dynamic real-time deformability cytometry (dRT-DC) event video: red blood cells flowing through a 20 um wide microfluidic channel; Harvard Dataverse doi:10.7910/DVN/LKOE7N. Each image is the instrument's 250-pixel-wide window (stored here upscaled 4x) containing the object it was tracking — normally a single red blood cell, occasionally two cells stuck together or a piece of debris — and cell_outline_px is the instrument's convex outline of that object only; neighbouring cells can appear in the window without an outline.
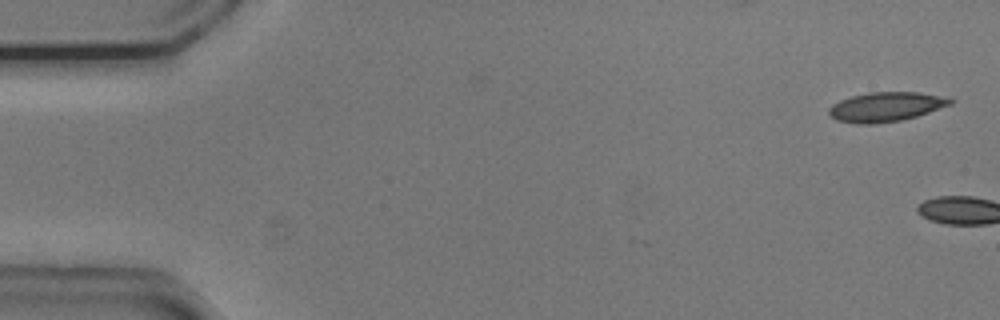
{"species": "common noctule bat (a hibernating species)", "species_latin": "Nyctalus noctula", "temperature_condition": "cold", "stored_images_in_passage": 3, "camera_frame_rate_fps": 3000, "um_per_image_px": 0.085, "animal": {"sex": "male", "body_mass_g": 20.5, "forearm_length_mm": 52.5}, "frame": {"image": 1, "passage_image": 1, "time_ms": 0.0, "image_size_px": [1000, 320], "cell_outline_px": [[956, 100], [952, 104], [916, 116], [900, 120], [872, 124], [856, 124], [836, 120], [828, 116], [828, 108], [832, 104], [840, 100], [852, 96], [868, 92], [916, 92]], "centroid_in_image_um": [75.22, 9.09], "position_along_channel_um": 9.8, "area_um2": 20.69}}